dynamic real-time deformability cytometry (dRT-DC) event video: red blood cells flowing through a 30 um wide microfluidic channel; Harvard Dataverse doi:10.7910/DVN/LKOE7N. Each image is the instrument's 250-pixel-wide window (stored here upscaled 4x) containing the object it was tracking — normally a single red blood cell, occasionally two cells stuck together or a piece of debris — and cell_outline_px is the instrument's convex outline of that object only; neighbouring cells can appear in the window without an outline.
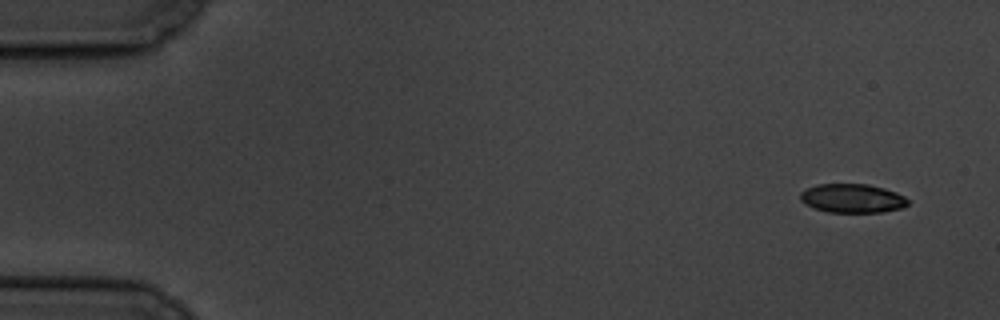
{"species": "common noctule bat (a hibernating species)", "species_latin": "Nyctalus noctula", "temperature_condition": "cold", "stored_images_in_passage": 5, "camera_frame_rate_fps": 3000, "um_per_image_px": 0.085, "animal": {"sex": "male", "body_mass_g": 19.5, "forearm_length_mm": 54.6}, "frame": {"image": 1, "passage_image": 1, "time_ms": 0.0, "image_size_px": [1000, 320], "cell_outline_px": [[908, 204], [904, 208], [884, 212], [828, 212], [804, 204], [800, 200], [800, 192], [816, 184], [868, 184], [884, 188], [896, 192], [904, 196], [908, 200]], "centroid_in_image_um": [72.46, 16.86], "position_along_channel_um": 12.5, "area_um2": 18.21}}
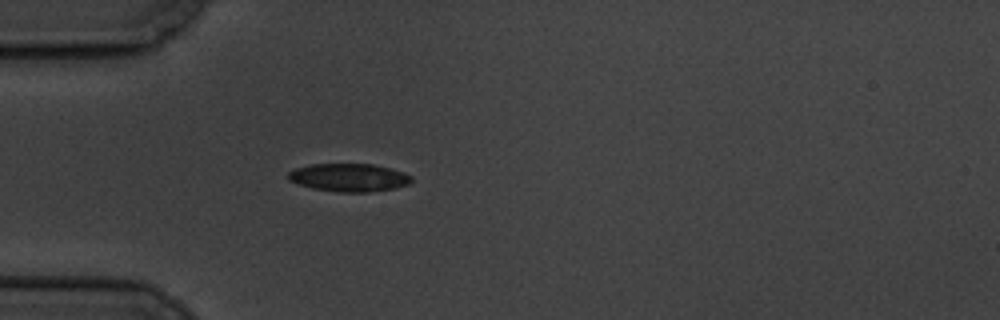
{"frame": {"image": 2, "passage_image": 5, "time_ms": 4.667, "image_size_px": [1000, 320], "cell_outline_px": [[412, 180], [408, 184], [396, 188], [368, 192], [340, 192], [312, 188], [288, 180], [288, 172], [296, 168], [308, 164], [372, 164], [404, 172], [412, 176]], "centroid_in_image_um": [29.66, 15.09], "position_along_channel_um": 55.3, "area_um2": 20.06}}